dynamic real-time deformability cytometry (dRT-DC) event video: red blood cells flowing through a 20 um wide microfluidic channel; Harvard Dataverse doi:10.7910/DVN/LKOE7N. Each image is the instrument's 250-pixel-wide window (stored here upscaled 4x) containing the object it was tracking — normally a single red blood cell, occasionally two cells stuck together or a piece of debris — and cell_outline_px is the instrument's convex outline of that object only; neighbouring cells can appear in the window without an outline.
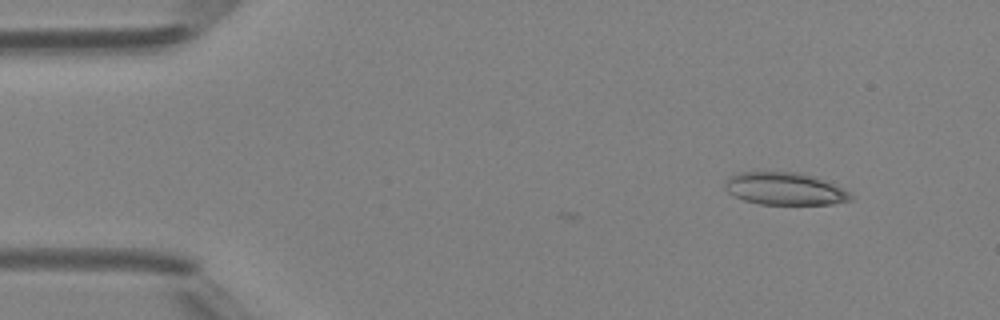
{"species": "Egyptian fruit bat (a non-hibernating species)", "species_latin": "Rousettus aegyptiacus", "temperature_condition": "room temperature", "stored_images_in_passage": 4, "camera_frame_rate_fps": 3000, "um_per_image_px": 0.085, "animal": {"sex": "female"}, "frame": {"image": 1, "passage_image": 2, "time_ms": 1.333, "image_size_px": [1000, 320], "cell_outline_px": [[852, 200], [832, 204], [760, 204], [744, 200], [728, 192], [724, 188], [724, 184], [728, 176], [740, 172], [796, 172], [812, 176], [832, 184], [848, 192], [852, 196]], "centroid_in_image_um": [66.65, 16.04], "position_along_channel_um": 18.4, "area_um2": 23.47}}